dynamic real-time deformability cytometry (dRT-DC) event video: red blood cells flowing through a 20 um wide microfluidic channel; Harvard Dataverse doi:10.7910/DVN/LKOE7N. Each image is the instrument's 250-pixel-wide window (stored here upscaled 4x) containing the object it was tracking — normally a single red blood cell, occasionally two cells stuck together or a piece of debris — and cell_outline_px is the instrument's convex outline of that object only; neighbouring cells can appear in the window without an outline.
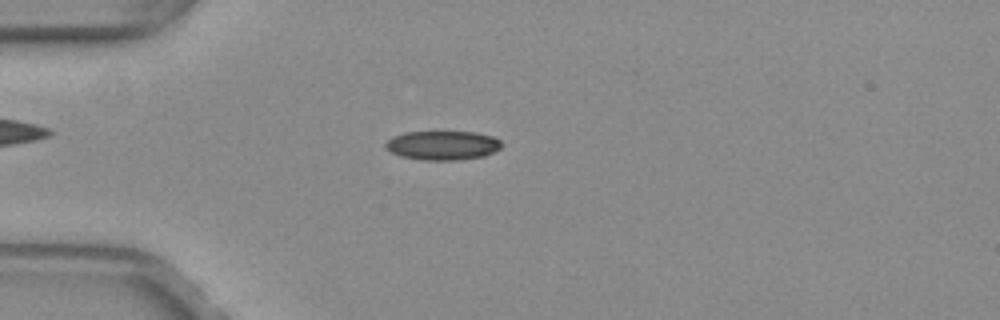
{"species": "common noctule bat (a hibernating species)", "species_latin": "Nyctalus noctula", "temperature_condition": "warm", "stored_images_in_passage": 44, "camera_frame_rate_fps": 3000, "um_per_image_px": 0.085, "animal": {"sex": "female", "body_mass_g": 29.2, "forearm_length_mm": 56.3}, "frame": {"image": 1, "passage_image": 6, "time_ms": 1.667, "image_size_px": [1000, 320], "cell_outline_px": [[500, 148], [484, 156], [460, 160], [420, 160], [400, 156], [384, 148], [384, 144], [392, 136], [404, 132], [476, 132], [492, 136], [500, 140]], "centroid_in_image_um": [37.58, 12.36], "position_along_channel_um": 47.4, "area_um2": 19.77}}
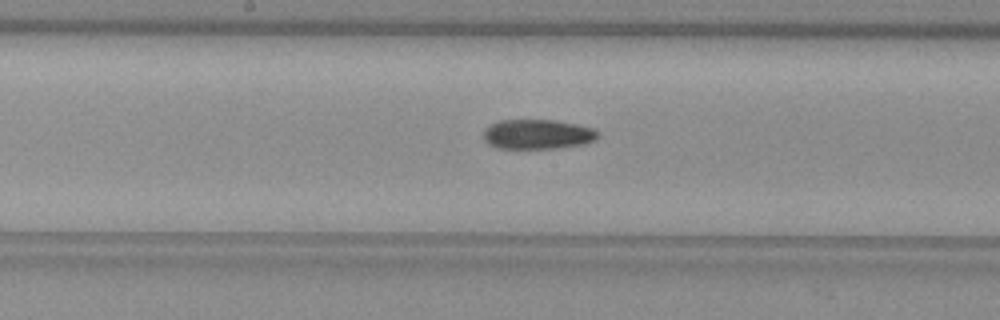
{"frame": {"image": 2, "passage_image": 19, "time_ms": 6.0, "image_size_px": [1000, 320], "cell_outline_px": [[596, 136], [592, 140], [584, 144], [552, 148], [496, 148], [488, 144], [484, 140], [484, 128], [500, 120], [556, 120], [576, 124], [592, 128], [596, 132]], "centroid_in_image_um": [45.62, 11.41], "position_along_channel_um": 202.6, "area_um2": 19.54}}
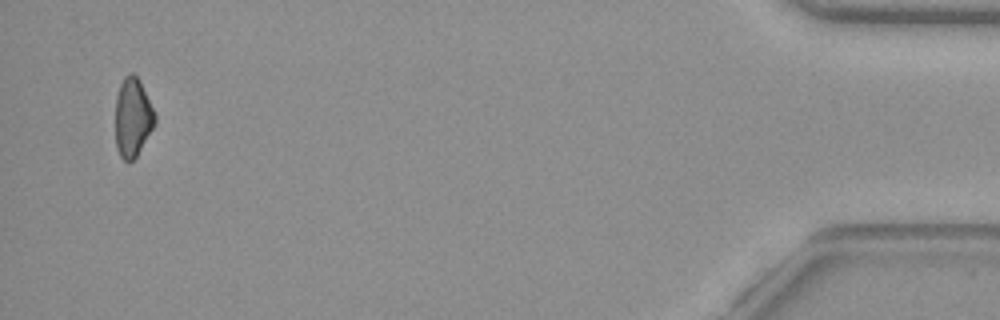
{"frame": {"image": 3, "passage_image": 42, "time_ms": 13.667, "image_size_px": [1000, 320], "cell_outline_px": [[156, 120], [152, 128], [136, 156], [128, 164], [120, 156], [116, 148], [116, 96], [120, 84], [124, 76], [132, 72], [140, 80], [156, 112]], "centroid_in_image_um": [11.28, 9.96], "position_along_channel_um": 423.9, "area_um2": 18.21}}